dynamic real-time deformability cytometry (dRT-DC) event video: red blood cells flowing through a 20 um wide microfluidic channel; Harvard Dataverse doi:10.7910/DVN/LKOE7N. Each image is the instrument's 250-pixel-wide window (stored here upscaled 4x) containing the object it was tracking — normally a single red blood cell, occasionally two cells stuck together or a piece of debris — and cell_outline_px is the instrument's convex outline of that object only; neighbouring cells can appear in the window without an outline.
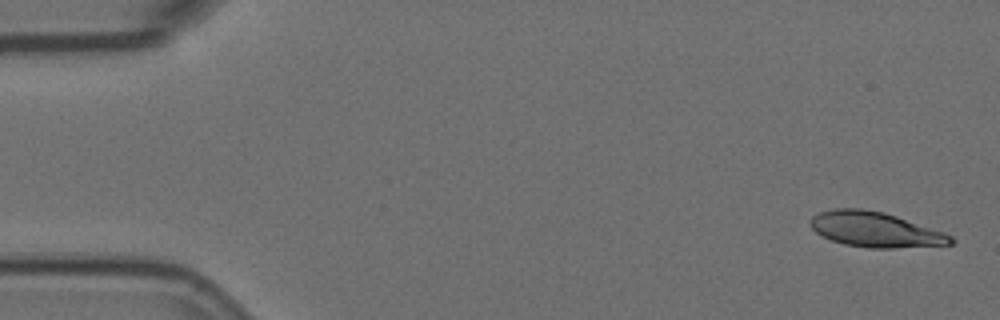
{"species": "Egyptian fruit bat (a non-hibernating species)", "species_latin": "Rousettus aegyptiacus", "temperature_condition": "room temperature", "stored_images_in_passage": 4, "camera_frame_rate_fps": 3000, "um_per_image_px": 0.085, "animal": {"sex": "female"}, "frame": {"image": 1, "passage_image": 1, "time_ms": 0.0, "image_size_px": [1000, 320], "cell_outline_px": [[956, 240], [952, 244], [892, 248], [868, 248], [844, 244], [832, 240], [816, 232], [808, 224], [808, 220], [812, 216], [820, 212], [832, 208], [860, 208], [884, 212], [944, 232], [952, 236]], "centroid_in_image_um": [74.37, 19.5], "position_along_channel_um": 10.6, "area_um2": 28.73}}